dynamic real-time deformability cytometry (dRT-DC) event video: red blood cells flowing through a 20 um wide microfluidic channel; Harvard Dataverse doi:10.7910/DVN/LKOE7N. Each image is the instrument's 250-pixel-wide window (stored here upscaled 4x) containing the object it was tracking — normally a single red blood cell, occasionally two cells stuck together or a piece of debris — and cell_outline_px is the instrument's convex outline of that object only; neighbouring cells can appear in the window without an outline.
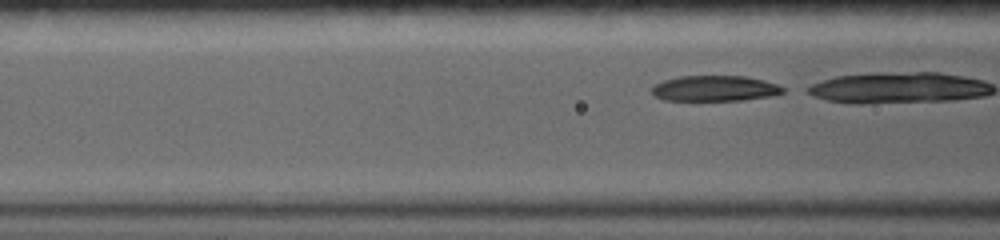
{"species": "common noctule bat (a hibernating species)", "species_latin": "Nyctalus noctula", "temperature_condition": "warm", "stored_images_in_passage": 21, "camera_frame_rate_fps": 5000, "um_per_image_px": 0.085, "animal": {"sex": "female", "body_mass_g": 19.0, "forearm_length_mm": 56.7}, "frame": {"image": 1, "passage_image": 7, "time_ms": 1.0, "image_size_px": [1000, 240], "cell_outline_px": [[784, 92], [768, 96], [740, 100], [664, 100], [656, 96], [652, 92], [652, 88], [656, 84], [664, 80], [680, 76], [744, 76], [764, 80], [776, 84], [784, 88]], "centroid_in_image_um": [60.75, 7.51], "position_along_channel_um": 105.9, "area_um2": 19.25}}